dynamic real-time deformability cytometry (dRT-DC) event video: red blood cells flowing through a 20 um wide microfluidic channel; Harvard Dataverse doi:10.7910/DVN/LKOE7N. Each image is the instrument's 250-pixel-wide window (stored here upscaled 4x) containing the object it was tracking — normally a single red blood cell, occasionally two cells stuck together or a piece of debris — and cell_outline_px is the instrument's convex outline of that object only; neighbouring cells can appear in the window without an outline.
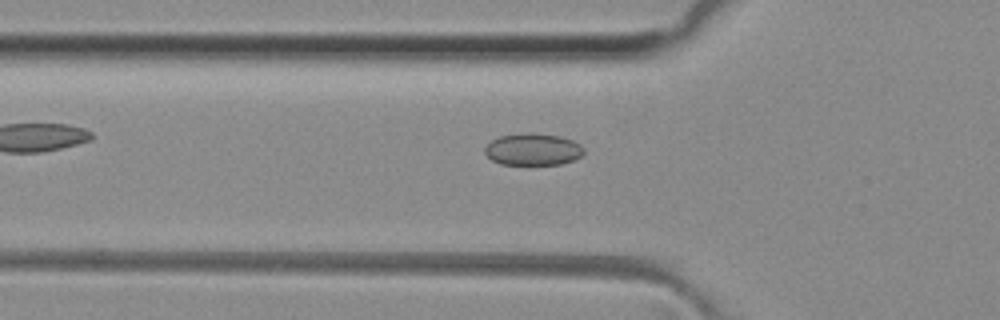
{"species": "common noctule bat (a hibernating species)", "species_latin": "Nyctalus noctula", "temperature_condition": "room temperature", "stored_images_in_passage": 46, "camera_frame_rate_fps": 3000, "um_per_image_px": 0.085, "animal": {"sex": "female", "body_mass_g": 29.2, "forearm_length_mm": 56.3}, "frame": {"image": 1, "passage_image": 13, "time_ms": 4.0, "image_size_px": [1000, 320], "cell_outline_px": [[584, 152], [580, 156], [572, 160], [560, 164], [500, 164], [492, 160], [484, 152], [484, 148], [492, 140], [500, 136], [560, 136], [572, 140], [580, 144], [584, 148]], "centroid_in_image_um": [45.31, 12.75], "position_along_channel_um": 80.5, "area_um2": 17.46}}
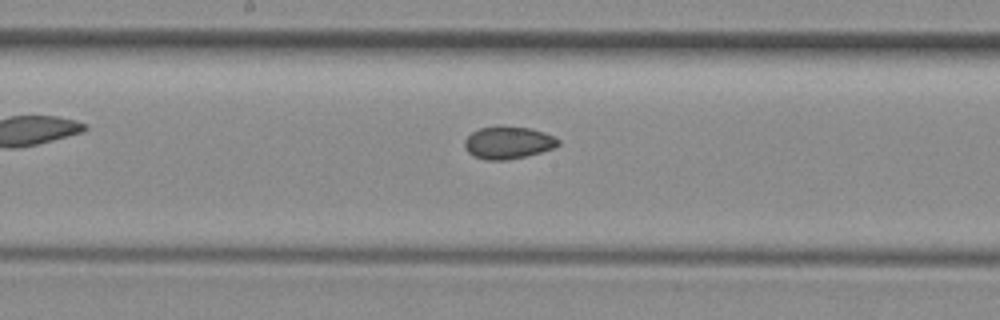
{"frame": {"image": 2, "passage_image": 22, "time_ms": 7.0, "image_size_px": [1000, 320], "cell_outline_px": [[560, 144], [552, 148], [540, 152], [508, 160], [484, 160], [472, 156], [464, 148], [464, 140], [472, 132], [480, 128], [532, 128], [544, 132], [560, 140]], "centroid_in_image_um": [43.16, 12.16], "position_along_channel_um": 205.0, "area_um2": 17.28}}
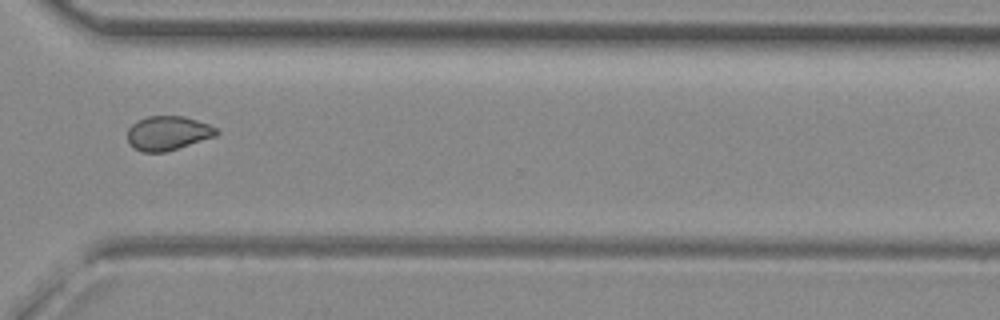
{"frame": {"image": 3, "passage_image": 33, "time_ms": 10.667, "image_size_px": [1000, 320], "cell_outline_px": [[220, 132], [216, 136], [164, 152], [144, 152], [136, 148], [128, 140], [128, 128], [136, 120], [148, 116], [184, 116], [208, 124], [216, 128]], "centroid_in_image_um": [14.28, 11.3], "position_along_channel_um": 356.3, "area_um2": 17.51}, "authors_computed_cell_mechanics": {"area_um2": 17.8602, "velocity_mm_per_s": 4.1292, "shape_relaxation_time_tau1_ms": null, "shape_relaxation_time_tau2_ms": 2.7664, "deformation_change_tau1": null, "deformation_change_tau2": 0.0603}}